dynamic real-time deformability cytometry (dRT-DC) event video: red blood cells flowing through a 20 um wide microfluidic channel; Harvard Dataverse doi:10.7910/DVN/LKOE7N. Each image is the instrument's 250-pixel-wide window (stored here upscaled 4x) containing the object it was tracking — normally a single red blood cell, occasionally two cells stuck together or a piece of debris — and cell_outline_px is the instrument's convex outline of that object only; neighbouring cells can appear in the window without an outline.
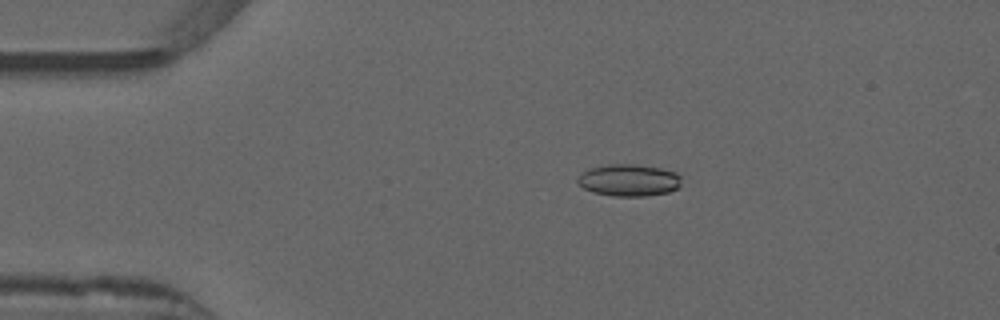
{"species": "common noctule bat (a hibernating species)", "species_latin": "Nyctalus noctula", "temperature_condition": "warm", "stored_images_in_passage": 25, "camera_frame_rate_fps": 3000, "um_per_image_px": 0.085, "animal": {"sex": "male", "forearm_length_mm": 52.5}, "frame": {"image": 1, "passage_image": 11, "time_ms": 3.333, "image_size_px": [1000, 320], "cell_outline_px": [[680, 184], [676, 188], [668, 192], [644, 196], [612, 196], [592, 192], [584, 188], [576, 180], [588, 168], [608, 164], [632, 164], [660, 168], [676, 172], [680, 176]], "centroid_in_image_um": [53.44, 15.31], "position_along_channel_um": 31.6, "area_um2": 19.19}}
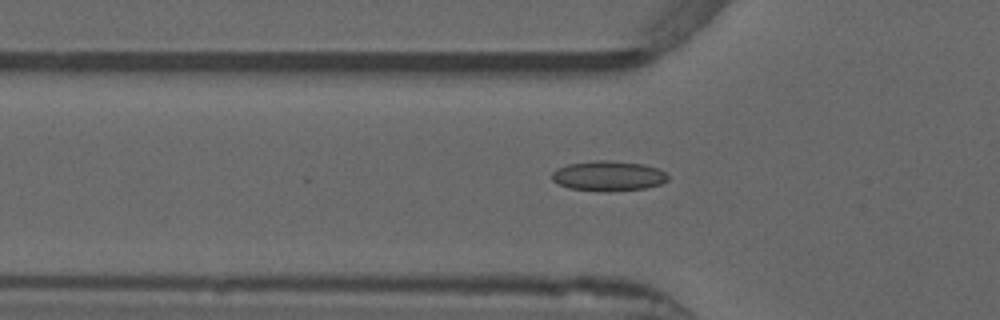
{"frame": {"image": 2, "passage_image": 18, "time_ms": 5.667, "image_size_px": [1000, 320], "cell_outline_px": [[668, 180], [660, 184], [644, 188], [568, 188], [552, 180], [552, 172], [556, 168], [568, 164], [596, 160], [612, 160], [644, 164], [660, 168], [668, 176]], "centroid_in_image_um": [51.73, 14.88], "position_along_channel_um": 74.1, "area_um2": 19.36}}
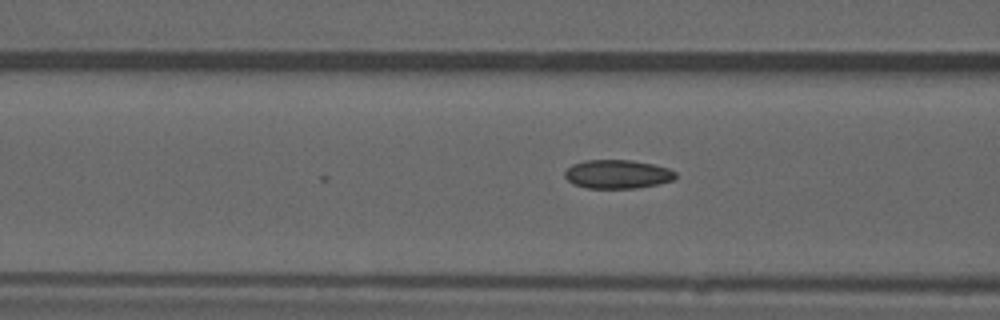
{"frame": {"image": 3, "passage_image": 21, "time_ms": 6.667, "image_size_px": [1000, 320], "cell_outline_px": [[676, 176], [672, 180], [656, 184], [636, 188], [588, 188], [572, 184], [564, 176], [564, 172], [572, 164], [584, 160], [632, 160], [652, 164], [668, 168], [676, 172]], "centroid_in_image_um": [52.45, 14.8], "position_along_channel_um": 114.2, "area_um2": 18.5}}